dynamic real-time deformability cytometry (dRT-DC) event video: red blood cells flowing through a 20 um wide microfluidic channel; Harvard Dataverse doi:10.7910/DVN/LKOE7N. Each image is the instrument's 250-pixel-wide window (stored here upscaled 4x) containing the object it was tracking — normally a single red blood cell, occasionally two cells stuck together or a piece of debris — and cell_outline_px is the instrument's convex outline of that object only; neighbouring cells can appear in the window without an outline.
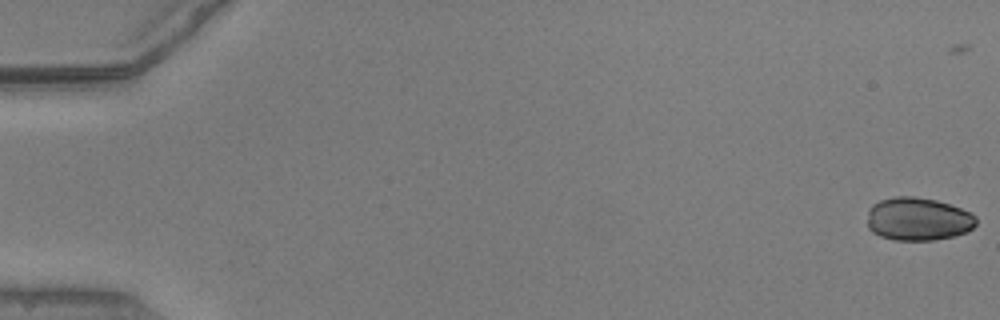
{"species": "common noctule bat (a hibernating species)", "species_latin": "Nyctalus noctula", "temperature_condition": "warm", "stored_images_in_passage": 18, "camera_frame_rate_fps": 3000, "um_per_image_px": 0.085, "animal": {"sex": "male", "body_mass_g": 20.5, "forearm_length_mm": 52.5}, "frame": {"image": 1, "passage_image": 1, "time_ms": 0.0, "image_size_px": [1000, 320], "cell_outline_px": [[976, 224], [968, 232], [936, 240], [896, 240], [880, 236], [872, 232], [868, 228], [868, 208], [872, 204], [880, 200], [896, 196], [912, 196], [936, 200], [972, 212], [976, 216]], "centroid_in_image_um": [78.03, 18.62], "position_along_channel_um": 7.0, "area_um2": 27.51}}
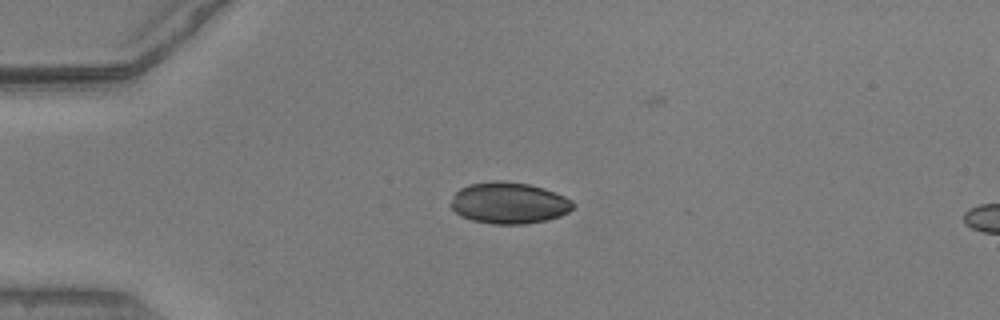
{"frame": {"image": 2, "passage_image": 14, "time_ms": 4.333, "image_size_px": [1000, 320], "cell_outline_px": [[576, 204], [568, 212], [560, 216], [544, 220], [524, 224], [492, 224], [472, 220], [460, 216], [452, 208], [452, 200], [456, 192], [460, 188], [468, 184], [496, 180], [500, 180], [528, 184], [544, 188], [564, 196], [572, 200]], "centroid_in_image_um": [43.26, 17.25], "position_along_channel_um": 41.7, "area_um2": 29.42}}